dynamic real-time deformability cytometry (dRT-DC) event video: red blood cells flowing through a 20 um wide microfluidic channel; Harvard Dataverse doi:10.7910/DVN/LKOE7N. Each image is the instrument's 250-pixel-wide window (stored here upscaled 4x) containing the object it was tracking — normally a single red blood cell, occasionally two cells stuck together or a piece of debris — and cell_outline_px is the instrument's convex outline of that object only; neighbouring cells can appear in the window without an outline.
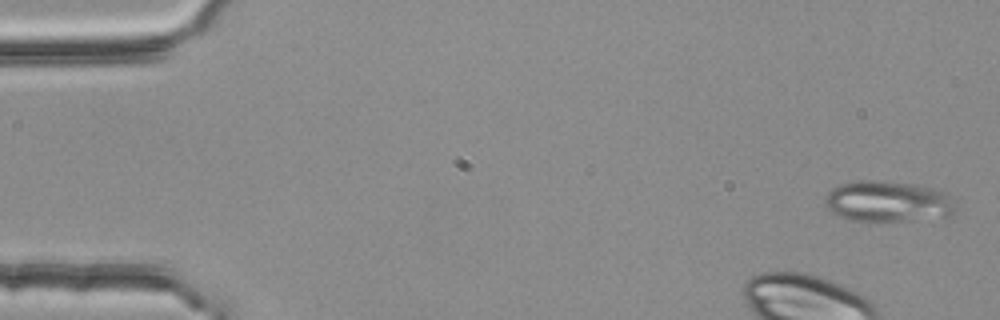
{"species": "common noctule bat (a hibernating species)", "species_latin": "Nyctalus noctula", "temperature_condition": "room temperature", "stored_images_in_passage": 46, "camera_frame_rate_fps": 3000, "um_per_image_px": 0.085, "animal": {"sex": "female", "body_mass_g": 25.1}, "frame": {"image": 1, "passage_image": 1, "time_ms": 0.0, "image_size_px": [1000, 320], "cell_outline_px": [[956, 212], [952, 216], [908, 220], [852, 220], [840, 216], [832, 212], [824, 204], [824, 200], [828, 192], [832, 188], [840, 184], [856, 180], [876, 180], [916, 184], [936, 188], [948, 192], [952, 196], [956, 204]], "centroid_in_image_um": [75.54, 17.1], "position_along_channel_um": 9.5, "area_um2": 31.5}}